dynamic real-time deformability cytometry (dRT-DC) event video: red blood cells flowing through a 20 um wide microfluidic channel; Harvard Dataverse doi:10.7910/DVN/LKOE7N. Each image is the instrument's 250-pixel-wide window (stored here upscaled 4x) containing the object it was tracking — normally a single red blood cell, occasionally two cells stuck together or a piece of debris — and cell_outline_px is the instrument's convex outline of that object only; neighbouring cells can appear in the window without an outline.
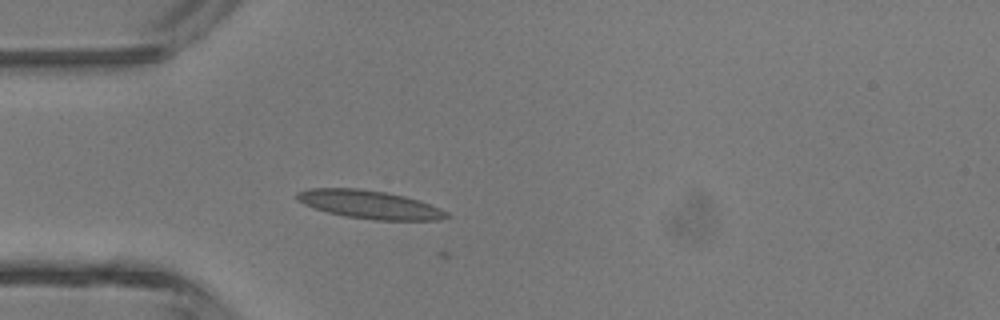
{"species": "common noctule bat (a hibernating species)", "species_latin": "Nyctalus noctula", "temperature_condition": "room temperature", "stored_images_in_passage": 3, "camera_frame_rate_fps": 3000, "um_per_image_px": 0.085, "animal": {"sex": "male", "body_mass_g": 13.3}, "frame": {"image": 1, "passage_image": 3, "time_ms": 3.0, "image_size_px": [1000, 320], "cell_outline_px": [[452, 216], [440, 220], [372, 220], [344, 216], [312, 208], [296, 200], [296, 192], [308, 188], [360, 188], [384, 192], [404, 196], [428, 204], [448, 212]], "centroid_in_image_um": [31.36, 17.39], "position_along_channel_um": 53.6, "area_um2": 24.68}}